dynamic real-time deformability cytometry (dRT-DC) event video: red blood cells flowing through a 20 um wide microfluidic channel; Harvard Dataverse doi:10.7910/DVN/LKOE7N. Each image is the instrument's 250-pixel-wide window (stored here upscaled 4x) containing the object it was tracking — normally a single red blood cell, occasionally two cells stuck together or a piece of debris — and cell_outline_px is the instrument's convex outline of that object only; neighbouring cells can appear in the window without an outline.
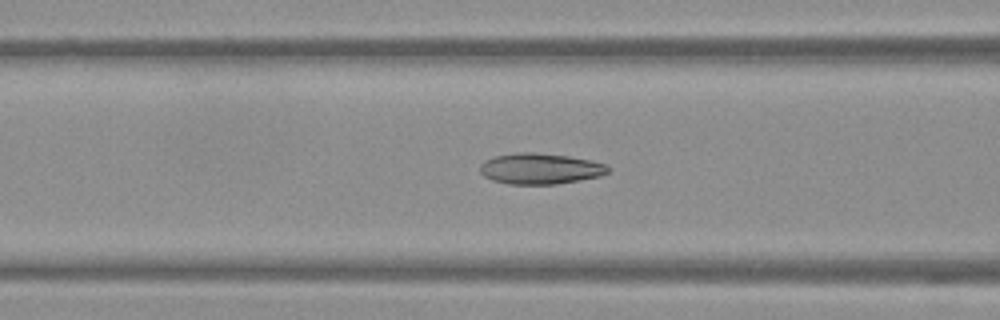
{"species": "Egyptian fruit bat (a non-hibernating species)", "species_latin": "Rousettus aegyptiacus", "temperature_condition": "warm", "stored_images_in_passage": 50, "camera_frame_rate_fps": 3000, "um_per_image_px": 0.085, "frame": {"image": 1, "passage_image": 18, "time_ms": 5.667, "image_size_px": [1000, 320], "cell_outline_px": [[608, 172], [600, 176], [580, 180], [556, 184], [508, 184], [492, 180], [484, 176], [480, 172], [480, 164], [484, 160], [492, 156], [516, 152], [532, 152], [568, 156], [592, 160], [608, 164]], "centroid_in_image_um": [45.89, 14.33], "position_along_channel_um": 120.7, "area_um2": 23.24}}
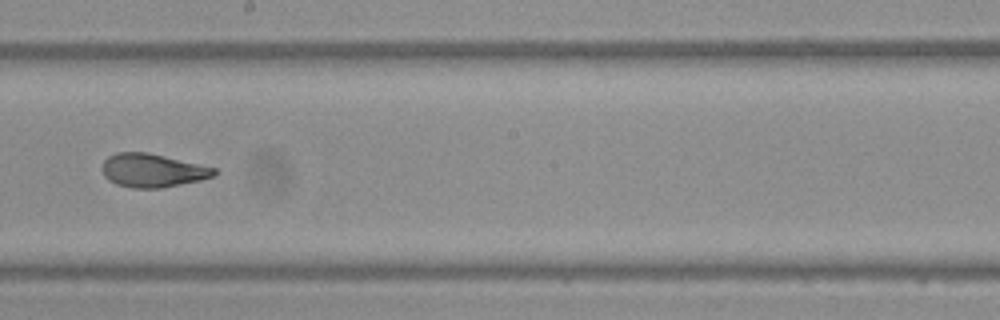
{"frame": {"image": 2, "passage_image": 27, "time_ms": 8.667, "image_size_px": [1000, 320], "cell_outline_px": [[216, 176], [200, 180], [160, 188], [132, 188], [116, 184], [108, 180], [104, 176], [100, 168], [104, 160], [108, 156], [116, 152], [148, 152], [216, 168]], "centroid_in_image_um": [12.92, 14.48], "position_along_channel_um": 235.3, "area_um2": 21.96}}
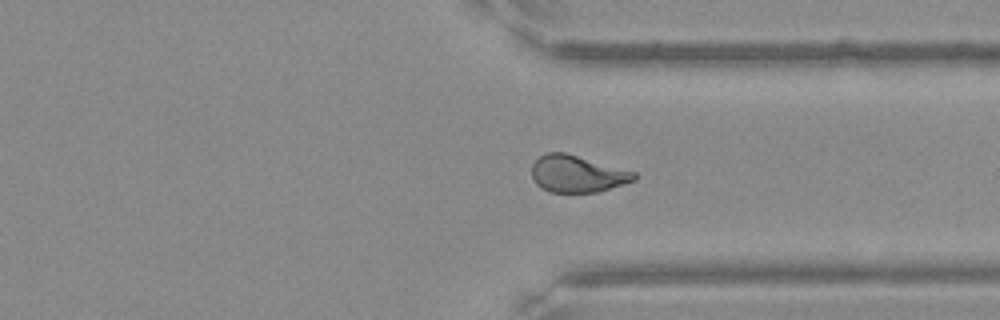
{"frame": {"image": 3, "passage_image": 37, "time_ms": 12.0, "image_size_px": [1000, 320], "cell_outline_px": [[636, 180], [624, 184], [596, 192], [548, 192], [540, 188], [532, 180], [532, 164], [544, 152], [564, 152], [636, 172]], "centroid_in_image_um": [49.03, 14.78], "position_along_channel_um": 362.4, "area_um2": 22.08}, "authors_computed_cell_mechanics": {"area_um2": 22.6865, "velocity_mm_per_s": 3.8123, "shape_relaxation_time_tau1_ms": 9.586, "shape_relaxation_time_tau2_ms": 1.3028, "deformation_change_tau1": 0.2149, "deformation_change_tau2": 0.0807}}